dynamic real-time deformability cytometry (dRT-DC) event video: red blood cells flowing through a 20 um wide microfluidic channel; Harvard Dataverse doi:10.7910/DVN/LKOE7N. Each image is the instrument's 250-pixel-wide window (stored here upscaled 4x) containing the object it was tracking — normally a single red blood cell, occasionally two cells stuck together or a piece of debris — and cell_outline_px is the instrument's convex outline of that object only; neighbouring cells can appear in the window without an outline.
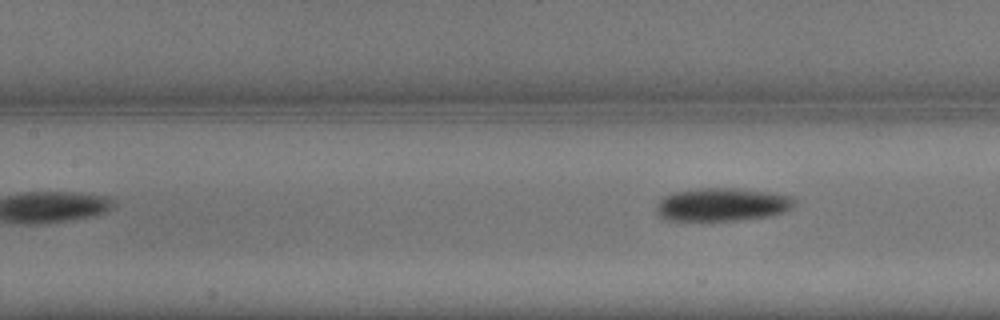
{"species": "common noctule bat (a hibernating species)", "species_latin": "Nyctalus noctula", "temperature_condition": "warm", "stored_images_in_passage": 8, "segment_of_instrument_passage": [2, 2], "camera_frame_rate_fps": 3000, "um_per_image_px": 0.085, "animal": {"sex": "male", "body_mass_g": 13.3}, "frame": {"image": 1, "passage_image": 8, "time_ms": 2.333, "image_size_px": [1000, 320], "cell_outline_px": [[796, 200], [792, 208], [784, 212], [772, 216], [740, 220], [668, 220], [660, 216], [656, 212], [656, 204], [664, 196], [672, 192], [696, 188], [740, 188], [768, 192], [788, 196]], "centroid_in_image_um": [61.37, 17.38], "position_along_channel_um": 146.0, "area_um2": 26.82}}